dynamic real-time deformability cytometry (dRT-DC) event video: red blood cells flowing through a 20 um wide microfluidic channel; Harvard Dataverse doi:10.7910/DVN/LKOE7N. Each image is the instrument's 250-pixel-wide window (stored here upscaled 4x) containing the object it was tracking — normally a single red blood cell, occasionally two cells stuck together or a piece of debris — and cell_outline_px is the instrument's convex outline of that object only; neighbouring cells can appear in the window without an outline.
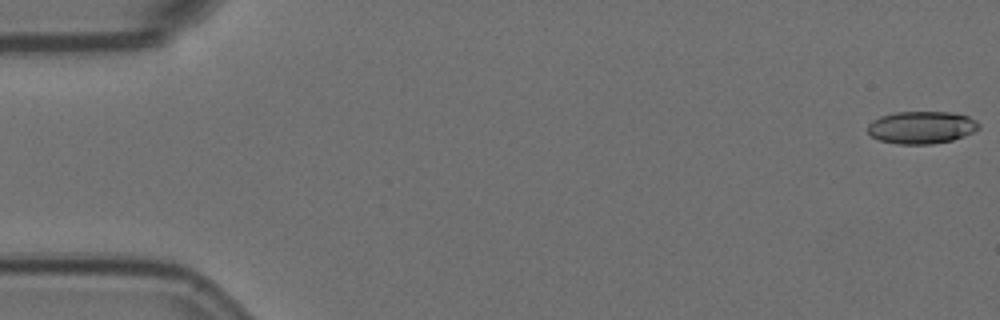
{"species": "Egyptian fruit bat (a non-hibernating species)", "species_latin": "Rousettus aegyptiacus", "temperature_condition": "room temperature", "stored_images_in_passage": 6, "camera_frame_rate_fps": 3000, "um_per_image_px": 0.085, "animal": {"sex": "female"}, "frame": {"image": 1, "passage_image": 1, "time_ms": 0.0, "image_size_px": [1000, 320], "cell_outline_px": [[980, 128], [964, 136], [952, 140], [932, 144], [896, 144], [880, 140], [872, 136], [868, 132], [868, 124], [872, 120], [880, 116], [896, 112], [952, 112], [968, 116], [976, 120], [980, 124]], "centroid_in_image_um": [78.34, 10.83], "position_along_channel_um": 6.7, "area_um2": 21.1}}